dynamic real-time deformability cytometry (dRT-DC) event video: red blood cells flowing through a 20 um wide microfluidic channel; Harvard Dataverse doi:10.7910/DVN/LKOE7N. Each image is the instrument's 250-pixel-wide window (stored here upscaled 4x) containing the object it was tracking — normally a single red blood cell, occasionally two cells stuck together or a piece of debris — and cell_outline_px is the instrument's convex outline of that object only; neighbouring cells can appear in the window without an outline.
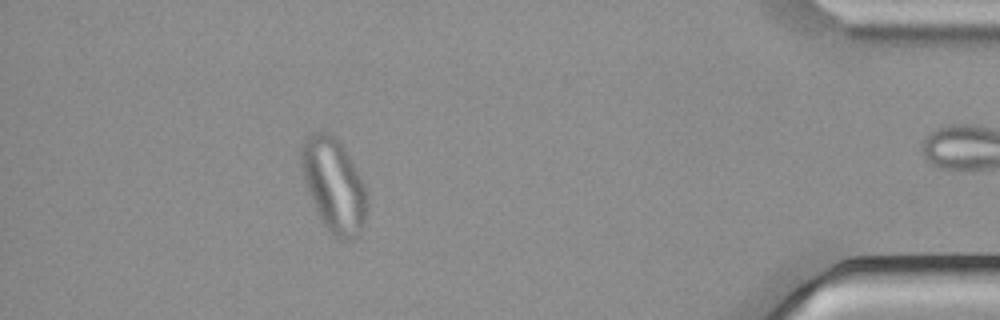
{"species": "common noctule bat (a hibernating species)", "species_latin": "Nyctalus noctula", "temperature_condition": "cold", "stored_images_in_passage": 43, "camera_frame_rate_fps": 3000, "um_per_image_px": 0.085, "animal": {"sex": "male", "body_mass_g": 21.5, "forearm_length_mm": 52.0}, "frame": {"image": 1, "passage_image": 37, "time_ms": 12.0, "image_size_px": [1000, 320], "cell_outline_px": [[368, 208], [364, 224], [356, 236], [348, 240], [344, 240], [336, 236], [324, 224], [316, 212], [304, 180], [300, 168], [300, 144], [312, 132], [328, 132], [344, 148], [360, 176], [364, 184], [368, 196]], "centroid_in_image_um": [28.37, 15.72], "position_along_channel_um": 406.8, "area_um2": 35.72}}